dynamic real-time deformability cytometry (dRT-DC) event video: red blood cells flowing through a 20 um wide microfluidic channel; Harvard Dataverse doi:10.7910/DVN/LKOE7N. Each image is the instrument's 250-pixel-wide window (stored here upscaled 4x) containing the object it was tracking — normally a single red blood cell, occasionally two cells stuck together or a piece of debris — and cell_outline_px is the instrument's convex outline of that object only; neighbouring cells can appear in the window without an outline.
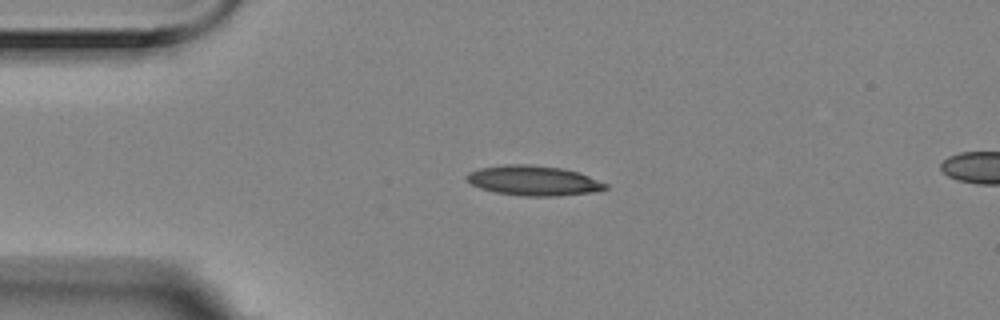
{"species": "Egyptian fruit bat (a non-hibernating species)", "species_latin": "Rousettus aegyptiacus", "temperature_condition": "room temperature", "stored_images_in_passage": 6, "segment_of_instrument_passage": [1, 2], "camera_frame_rate_fps": 3000, "um_per_image_px": 0.085, "animal": {"sex": "female"}, "frame": {"image": 1, "passage_image": 4, "time_ms": 1.0, "image_size_px": [1000, 320], "cell_outline_px": [[608, 188], [596, 192], [556, 196], [524, 196], [496, 192], [480, 188], [464, 180], [464, 176], [468, 172], [480, 168], [504, 164], [532, 164], [564, 168], [580, 172], [608, 184]], "centroid_in_image_um": [45.35, 15.34], "position_along_channel_um": 39.6, "area_um2": 24.57}}